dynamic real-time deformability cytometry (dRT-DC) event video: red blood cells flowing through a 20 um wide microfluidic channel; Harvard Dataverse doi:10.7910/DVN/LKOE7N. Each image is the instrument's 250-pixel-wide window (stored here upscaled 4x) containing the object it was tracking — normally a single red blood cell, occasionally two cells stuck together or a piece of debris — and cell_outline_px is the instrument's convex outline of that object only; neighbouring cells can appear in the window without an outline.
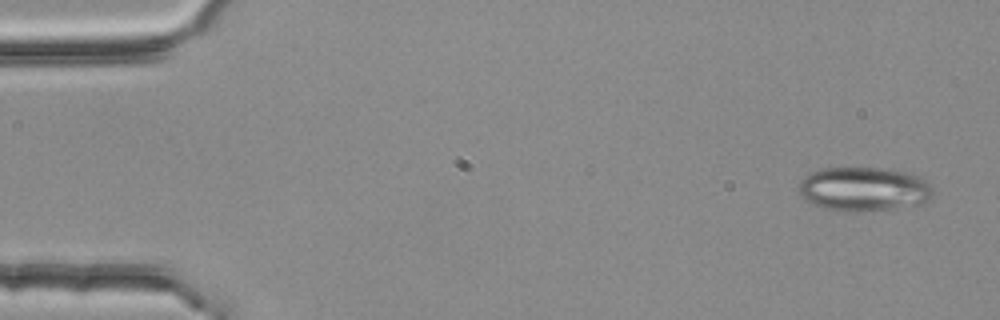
{"species": "common noctule bat (a hibernating species)", "species_latin": "Nyctalus noctula", "temperature_condition": "room temperature", "stored_images_in_passage": 3, "camera_frame_rate_fps": 3000, "um_per_image_px": 0.085, "animal": {"sex": "female", "body_mass_g": 25.1}, "frame": {"image": 1, "passage_image": 3, "time_ms": 0.667, "image_size_px": [1000, 320], "cell_outline_px": [[936, 196], [924, 204], [892, 208], [852, 212], [824, 208], [812, 204], [800, 196], [796, 188], [800, 180], [804, 176], [812, 172], [824, 168], [880, 168], [908, 172], [924, 180], [932, 188]], "centroid_in_image_um": [73.41, 16.08], "position_along_channel_um": 11.6, "area_um2": 34.74}}